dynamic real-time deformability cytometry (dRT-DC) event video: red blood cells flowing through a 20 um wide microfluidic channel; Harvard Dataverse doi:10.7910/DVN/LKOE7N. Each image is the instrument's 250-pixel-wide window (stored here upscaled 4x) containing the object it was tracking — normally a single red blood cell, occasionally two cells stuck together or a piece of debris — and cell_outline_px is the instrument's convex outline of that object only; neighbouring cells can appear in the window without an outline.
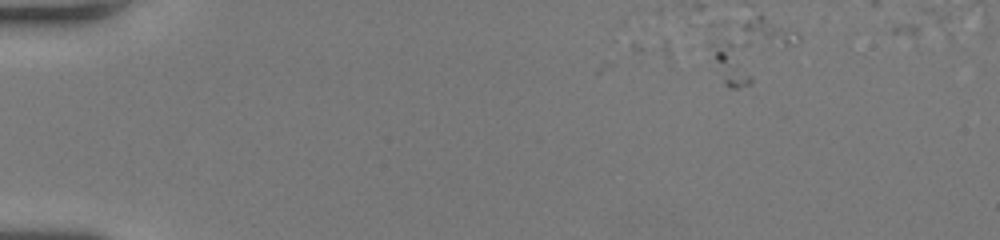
{"species": "human", "species_latin": "Homo sapiens", "temperature_condition": "room temperature", "stored_images_in_passage": 3, "camera_frame_rate_fps": 3000, "um_per_image_px": 0.085, "donor": {"sex": "female"}, "frame": {"image": 1, "passage_image": 1, "time_ms": 0.0, "image_size_px": [1000, 240], "cell_outline_px": [[800, 40], [748, 84], [736, 88], [732, 88], [724, 84], [708, 44], [756, 12], [796, 32], [800, 36]], "centroid_in_image_um": [63.81, 4.16], "position_along_channel_um": 21.2, "area_um2": 28.61}}